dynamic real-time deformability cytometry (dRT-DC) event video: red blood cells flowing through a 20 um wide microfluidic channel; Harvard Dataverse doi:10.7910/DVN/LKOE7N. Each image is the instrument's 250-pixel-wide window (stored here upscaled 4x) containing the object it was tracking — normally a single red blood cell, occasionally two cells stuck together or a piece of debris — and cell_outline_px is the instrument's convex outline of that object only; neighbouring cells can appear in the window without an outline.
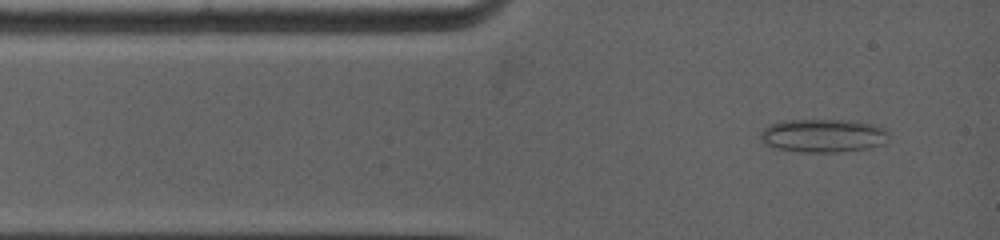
{"species": "common noctule bat (a hibernating species)", "species_latin": "Nyctalus noctula", "temperature_condition": "warm", "stored_images_in_passage": 6, "camera_frame_rate_fps": 5000, "um_per_image_px": 0.085, "animal": {"sex": "female", "body_mass_g": 19.0, "forearm_length_mm": 53.3}, "frame": {"image": 1, "passage_image": 1, "time_ms": 0.0, "image_size_px": [1000, 240], "cell_outline_px": [[888, 136], [884, 144], [868, 148], [836, 152], [800, 152], [780, 148], [764, 144], [760, 140], [760, 132], [768, 124], [784, 120], [852, 120], [872, 124], [884, 128], [888, 132]], "centroid_in_image_um": [69.95, 11.52], "position_along_channel_um": 15.1, "area_um2": 25.03}}
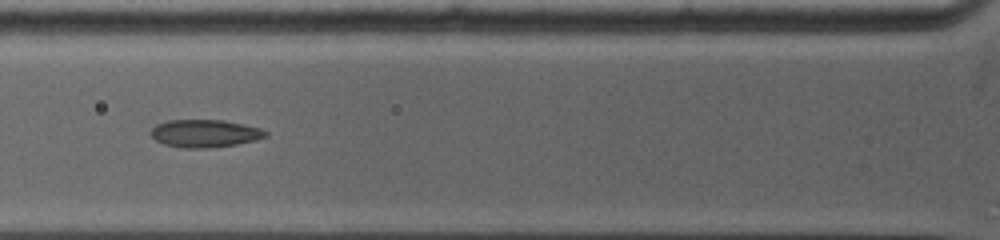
{"frame": {"image": 2, "passage_image": 5, "time_ms": 3.0, "image_size_px": [1000, 240], "cell_outline_px": [[268, 136], [256, 140], [236, 144], [212, 148], [184, 148], [164, 144], [156, 140], [148, 132], [156, 124], [168, 120], [224, 120], [244, 124], [260, 128], [268, 132]], "centroid_in_image_um": [17.41, 11.34], "position_along_channel_um": 108.4, "area_um2": 18.67}}
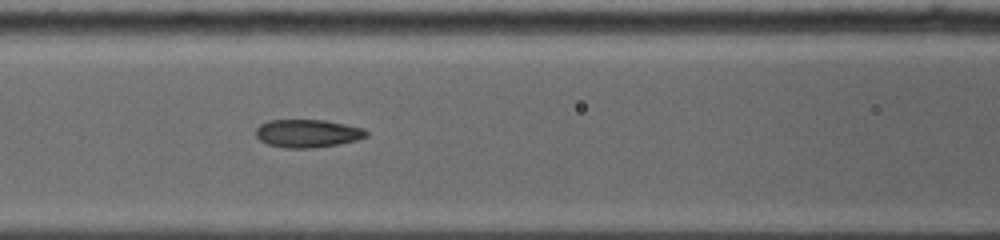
{"frame": {"image": 3, "passage_image": 6, "time_ms": 3.8, "image_size_px": [1000, 240], "cell_outline_px": [[368, 136], [356, 140], [340, 144], [312, 148], [284, 148], [268, 144], [260, 140], [256, 136], [256, 128], [260, 124], [268, 120], [324, 120], [364, 128], [368, 132]], "centroid_in_image_um": [26.14, 11.34], "position_along_channel_um": 140.5, "area_um2": 18.09}}